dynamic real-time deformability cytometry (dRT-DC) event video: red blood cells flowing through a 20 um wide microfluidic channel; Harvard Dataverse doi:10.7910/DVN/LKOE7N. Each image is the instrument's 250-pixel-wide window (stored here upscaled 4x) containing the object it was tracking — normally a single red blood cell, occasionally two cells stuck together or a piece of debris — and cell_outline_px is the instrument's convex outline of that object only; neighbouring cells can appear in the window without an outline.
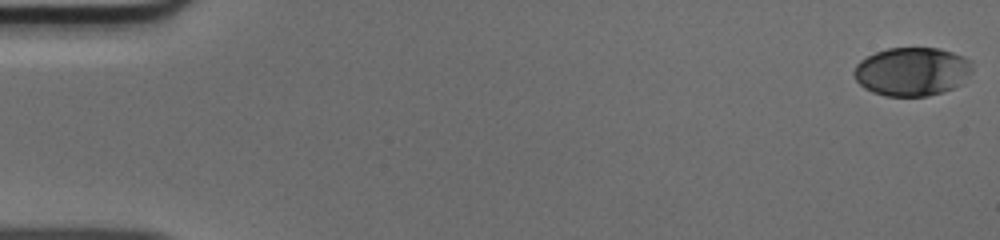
{"species": "human", "species_latin": "Homo sapiens", "temperature_condition": "cold", "stored_images_in_passage": 51, "camera_frame_rate_fps": 3000, "um_per_image_px": 0.085, "donor": {"sex": "male"}, "frame": {"image": 1, "passage_image": 1, "time_ms": 0.0, "image_size_px": [1000, 240], "cell_outline_px": [[972, 72], [960, 84], [944, 92], [928, 96], [884, 96], [872, 92], [864, 88], [856, 80], [852, 72], [856, 64], [860, 60], [876, 52], [888, 48], [936, 48], [952, 52], [964, 56], [972, 60]], "centroid_in_image_um": [77.52, 6.09], "position_along_channel_um": 7.5, "area_um2": 33.7}}
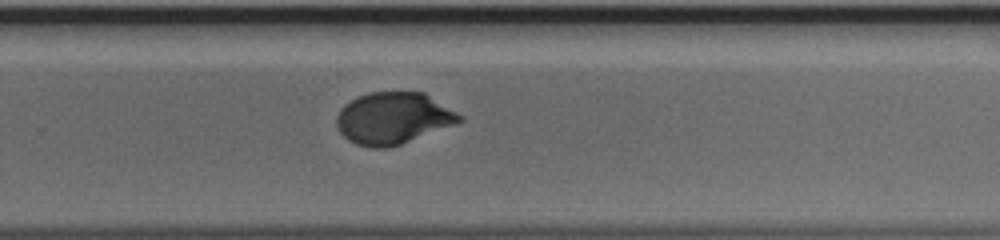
{"frame": {"image": 2, "passage_image": 34, "time_ms": 11.0, "image_size_px": [1000, 240], "cell_outline_px": [[464, 120], [400, 144], [388, 148], [372, 148], [356, 144], [348, 140], [340, 132], [336, 124], [336, 116], [340, 108], [344, 104], [356, 96], [368, 92], [424, 92], [464, 116]], "centroid_in_image_um": [33.38, 10.03], "position_along_channel_um": 296.4, "area_um2": 37.05}}
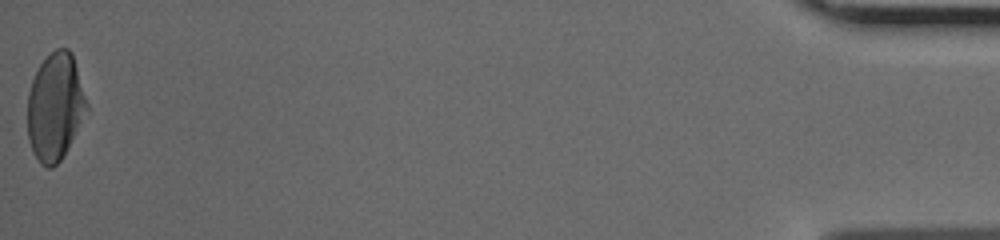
{"frame": {"image": 3, "passage_image": 51, "time_ms": 16.667, "image_size_px": [1000, 240], "cell_outline_px": [[88, 108], [60, 160], [52, 168], [48, 168], [40, 164], [32, 152], [28, 140], [28, 92], [32, 80], [40, 64], [56, 48], [68, 48], [72, 52], [88, 104]], "centroid_in_image_um": [4.67, 9.07], "position_along_channel_um": 430.5, "area_um2": 36.65}}